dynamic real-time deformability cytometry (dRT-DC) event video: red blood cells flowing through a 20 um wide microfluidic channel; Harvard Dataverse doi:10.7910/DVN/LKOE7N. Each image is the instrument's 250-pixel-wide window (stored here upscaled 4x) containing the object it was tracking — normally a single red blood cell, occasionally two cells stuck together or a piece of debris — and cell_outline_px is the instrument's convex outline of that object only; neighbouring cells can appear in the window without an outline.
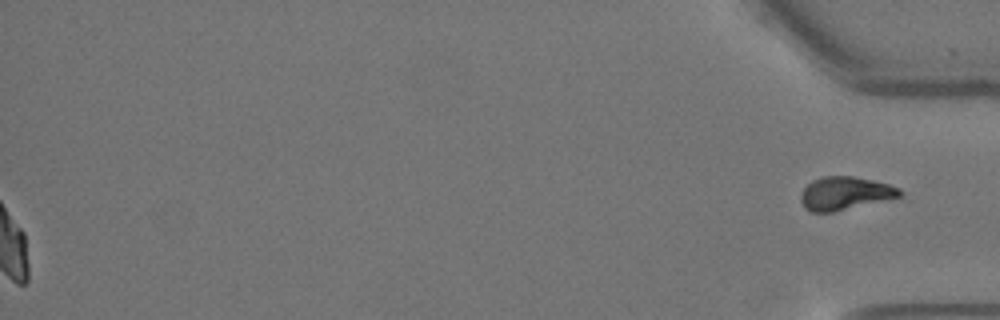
{"species": "Egyptian fruit bat (a non-hibernating species)", "species_latin": "Rousettus aegyptiacus", "temperature_condition": "warm", "stored_images_in_passage": 51, "segment_of_instrument_passage": [2, 2], "camera_frame_rate_fps": 3000, "um_per_image_px": 0.085, "animal": {"sex": "female"}, "frame": {"image": 1, "passage_image": 51, "time_ms": 16.667, "image_size_px": [1000, 320], "cell_outline_px": [[904, 196], [832, 212], [812, 212], [804, 208], [800, 200], [800, 196], [804, 188], [812, 180], [820, 176], [852, 176], [872, 180], [888, 184], [900, 188]], "centroid_in_image_um": [71.82, 16.43], "position_along_channel_um": 363.4, "area_um2": 19.19}}